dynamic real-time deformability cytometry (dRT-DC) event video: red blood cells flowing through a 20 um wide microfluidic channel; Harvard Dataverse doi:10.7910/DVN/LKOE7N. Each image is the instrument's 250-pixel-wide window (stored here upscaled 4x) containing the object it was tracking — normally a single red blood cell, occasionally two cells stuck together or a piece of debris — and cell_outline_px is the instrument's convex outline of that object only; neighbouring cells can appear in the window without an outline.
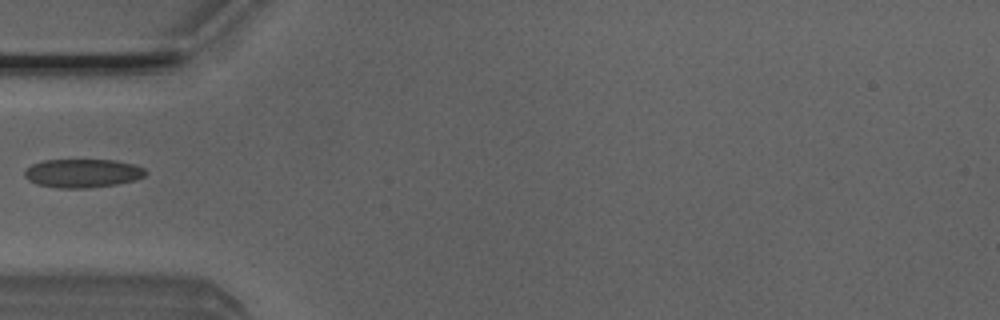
{"species": "Egyptian fruit bat (a non-hibernating species)", "species_latin": "Rousettus aegyptiacus", "temperature_condition": "room temperature", "stored_images_in_passage": 35, "camera_frame_rate_fps": 3000, "um_per_image_px": 0.085, "animal": {"sex": "male"}, "frame": {"image": 1, "passage_image": 1, "time_ms": 0.0, "image_size_px": [1000, 320], "cell_outline_px": [[148, 172], [144, 176], [136, 180], [116, 184], [92, 188], [60, 188], [36, 184], [28, 180], [24, 176], [24, 172], [32, 164], [44, 160], [116, 160], [132, 164], [144, 168]], "centroid_in_image_um": [7.03, 14.73], "position_along_channel_um": 78.0, "area_um2": 20.23}}
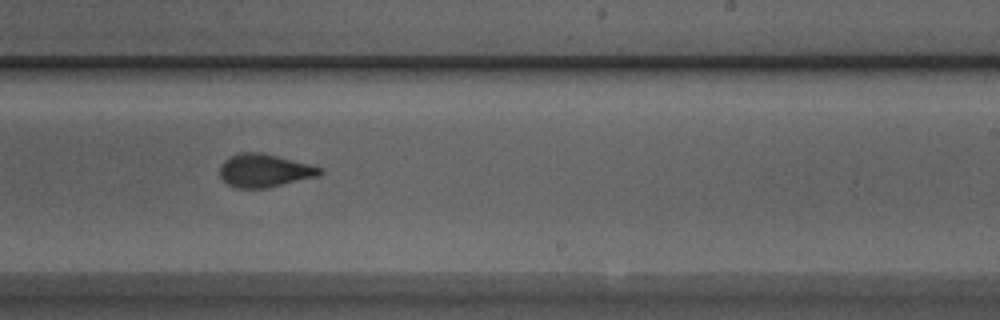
{"frame": {"image": 2, "passage_image": 15, "time_ms": 4.667, "image_size_px": [1000, 320], "cell_outline_px": [[324, 172], [316, 176], [268, 188], [236, 188], [228, 184], [220, 176], [220, 164], [224, 160], [240, 152], [260, 152], [324, 168]], "centroid_in_image_um": [22.46, 14.5], "position_along_channel_um": 266.5, "area_um2": 19.13}}
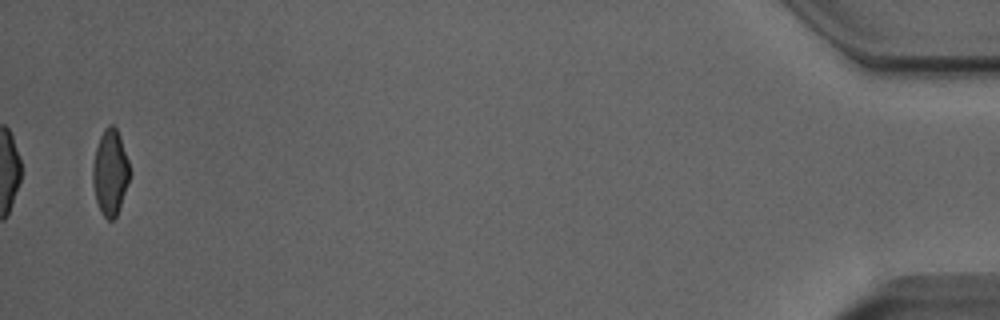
{"frame": {"image": 3, "passage_image": 34, "time_ms": 11.0, "image_size_px": [1000, 320], "cell_outline_px": [[132, 172], [116, 216], [112, 220], [108, 220], [100, 212], [96, 200], [92, 180], [92, 164], [96, 148], [100, 136], [104, 128], [108, 124], [112, 124], [116, 128], [120, 136]], "centroid_in_image_um": [9.37, 14.63], "position_along_channel_um": 425.8, "area_um2": 18.55}}